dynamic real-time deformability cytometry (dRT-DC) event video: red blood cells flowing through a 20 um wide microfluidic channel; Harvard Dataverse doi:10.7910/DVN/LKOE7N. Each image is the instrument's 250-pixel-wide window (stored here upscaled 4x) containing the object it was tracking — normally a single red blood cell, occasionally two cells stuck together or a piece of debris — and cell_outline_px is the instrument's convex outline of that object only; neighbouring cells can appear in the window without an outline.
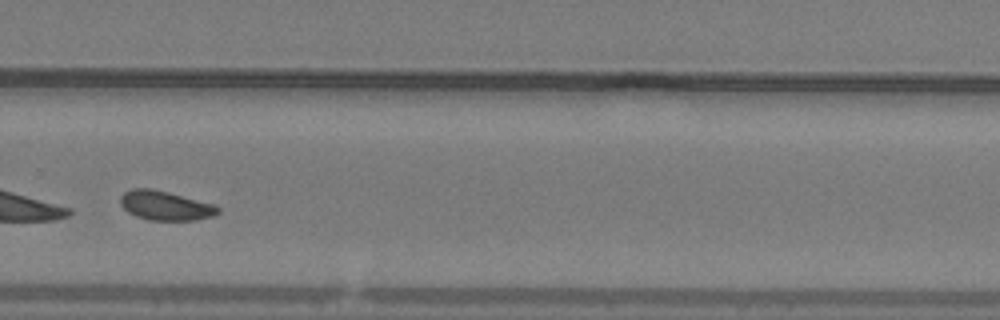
{"species": "common noctule bat (a hibernating species)", "species_latin": "Nyctalus noctula", "temperature_condition": "warm", "stored_images_in_passage": 33, "camera_frame_rate_fps": 3000, "um_per_image_px": 0.085, "animal": {"sex": "male", "body_mass_g": 19.2, "forearm_length_mm": 51.8}, "frame": {"image": 1, "passage_image": 19, "time_ms": 6.0, "image_size_px": [1000, 320], "cell_outline_px": [[220, 212], [212, 216], [196, 220], [148, 220], [136, 216], [128, 212], [120, 204], [120, 196], [124, 192], [132, 188], [152, 188], [168, 192], [212, 204], [220, 208]], "centroid_in_image_um": [14.02, 17.47], "position_along_channel_um": 315.8, "area_um2": 16.59}}